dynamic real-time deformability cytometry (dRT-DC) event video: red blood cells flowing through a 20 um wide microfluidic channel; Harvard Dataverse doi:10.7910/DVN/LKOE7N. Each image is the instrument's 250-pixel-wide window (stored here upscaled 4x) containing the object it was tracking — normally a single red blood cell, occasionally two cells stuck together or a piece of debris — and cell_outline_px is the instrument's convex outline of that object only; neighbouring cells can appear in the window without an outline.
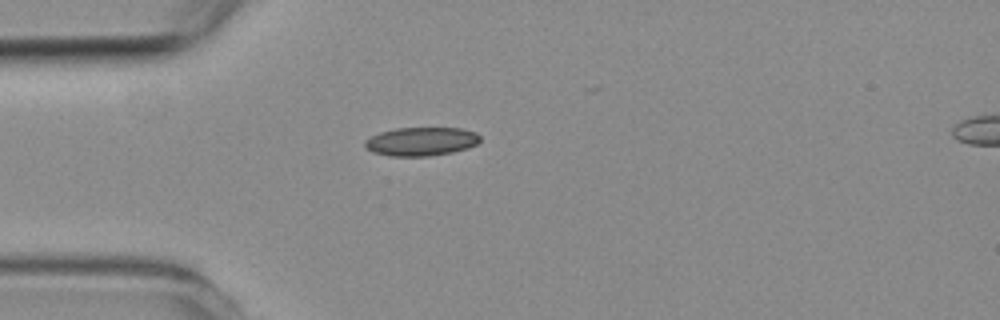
{"species": "common noctule bat (a hibernating species)", "species_latin": "Nyctalus noctula", "temperature_condition": "room temperature", "stored_images_in_passage": 2, "camera_frame_rate_fps": 3000, "um_per_image_px": 0.085, "animal": {"sex": "female", "body_mass_g": 19.3, "forearm_length_mm": 54.1}, "frame": {"image": 1, "passage_image": 1, "time_ms": 0.0, "image_size_px": [1000, 320], "cell_outline_px": [[480, 140], [476, 144], [468, 148], [452, 152], [428, 156], [388, 156], [372, 152], [364, 148], [364, 140], [380, 132], [396, 128], [460, 128], [476, 132], [480, 136]], "centroid_in_image_um": [35.77, 12.03], "position_along_channel_um": 49.2, "area_um2": 19.31}}